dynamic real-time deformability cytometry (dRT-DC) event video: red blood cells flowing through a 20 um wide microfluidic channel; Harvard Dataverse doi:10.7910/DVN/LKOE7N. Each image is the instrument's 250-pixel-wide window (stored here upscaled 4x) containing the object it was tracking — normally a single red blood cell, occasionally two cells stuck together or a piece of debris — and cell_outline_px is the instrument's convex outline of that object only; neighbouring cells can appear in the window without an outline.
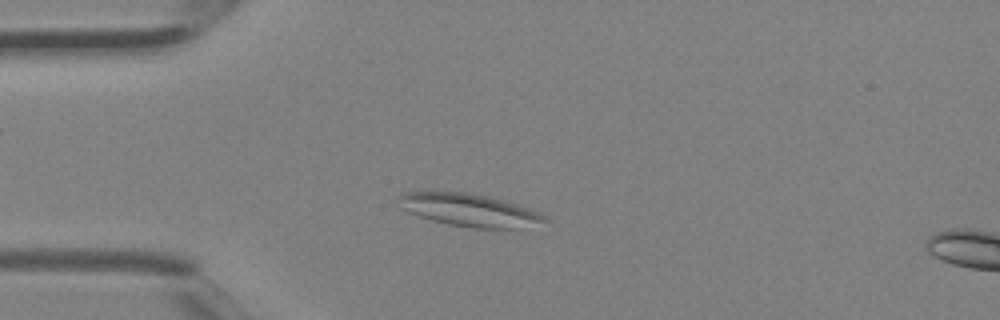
{"species": "Egyptian fruit bat (a non-hibernating species)", "species_latin": "Rousettus aegyptiacus", "temperature_condition": "room temperature", "stored_images_in_passage": 5, "camera_frame_rate_fps": 3000, "um_per_image_px": 0.085, "animal": {"sex": "female"}, "frame": {"image": 1, "passage_image": 4, "time_ms": 1.0, "image_size_px": [1000, 320], "cell_outline_px": [[548, 220], [516, 228], [472, 228], [448, 224], [432, 220], [420, 216], [404, 208], [396, 196], [404, 192], [432, 188], [464, 192], [488, 196], [504, 200], [540, 212]], "centroid_in_image_um": [39.79, 17.79], "position_along_channel_um": 45.2, "area_um2": 28.03}}